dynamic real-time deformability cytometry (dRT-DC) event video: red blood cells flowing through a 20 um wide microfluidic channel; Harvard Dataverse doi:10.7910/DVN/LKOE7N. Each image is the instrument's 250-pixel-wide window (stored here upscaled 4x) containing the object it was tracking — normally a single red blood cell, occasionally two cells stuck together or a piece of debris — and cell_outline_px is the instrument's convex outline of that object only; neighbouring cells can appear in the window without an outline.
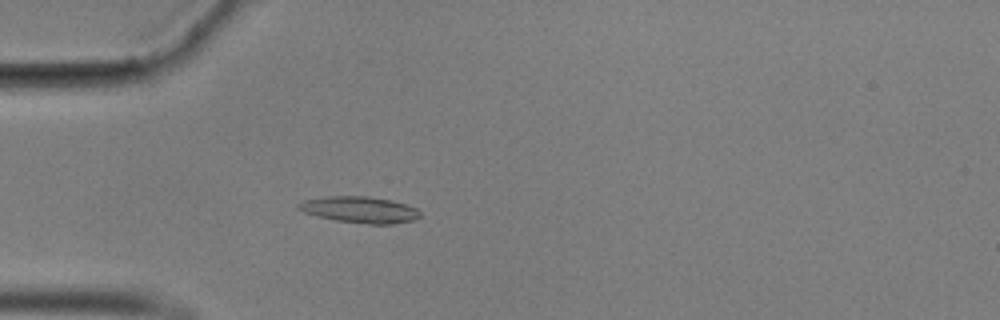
{"species": "common noctule bat (a hibernating species)", "species_latin": "Nyctalus noctula", "temperature_condition": "cold", "stored_images_in_passage": 44, "camera_frame_rate_fps": 3000, "um_per_image_px": 0.085, "animal": {"sex": "male", "body_mass_g": 17.9}, "frame": {"image": 1, "passage_image": 4, "time_ms": 1.0, "image_size_px": [1000, 320], "cell_outline_px": [[420, 216], [412, 220], [396, 224], [368, 224], [336, 220], [316, 216], [304, 212], [296, 208], [296, 204], [304, 200], [324, 196], [368, 196], [392, 200], [408, 204], [416, 208], [420, 212]], "centroid_in_image_um": [30.57, 17.81], "position_along_channel_um": 54.4, "area_um2": 18.84}}
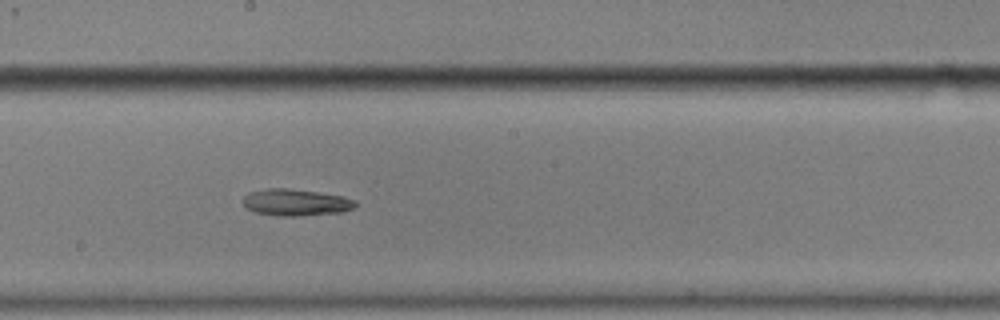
{"frame": {"image": 2, "passage_image": 19, "time_ms": 6.0, "image_size_px": [1000, 320], "cell_outline_px": [[356, 208], [340, 212], [296, 216], [276, 216], [256, 212], [248, 208], [244, 204], [244, 196], [248, 192], [268, 188], [288, 188], [316, 192], [340, 196], [356, 200]], "centroid_in_image_um": [25.14, 17.2], "position_along_channel_um": 223.1, "area_um2": 17.34}}
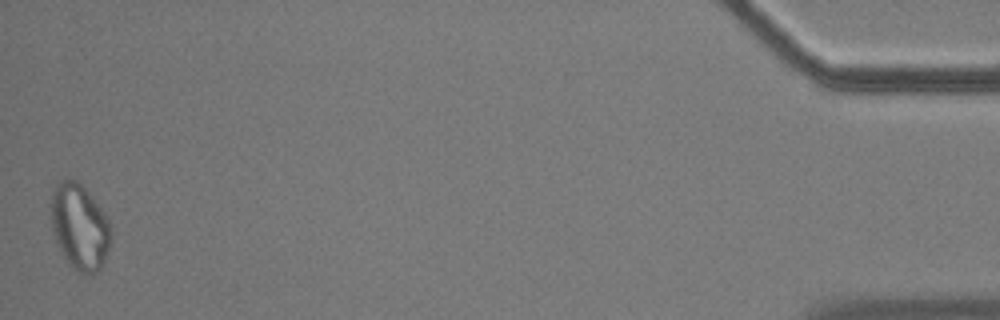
{"frame": {"image": 3, "passage_image": 44, "time_ms": 14.333, "image_size_px": [1000, 320], "cell_outline_px": [[112, 240], [104, 260], [100, 268], [96, 272], [88, 276], [76, 272], [72, 268], [64, 256], [56, 240], [52, 228], [52, 188], [60, 180], [68, 176], [76, 180], [92, 196], [104, 212], [112, 224]], "centroid_in_image_um": [6.8, 19.27], "position_along_channel_um": 428.4, "area_um2": 30.29}, "authors_computed_cell_mechanics": {"area_um2": 18.4382, "velocity_mm_per_s": 3.5243, "shape_relaxation_time_tau1_ms": null, "shape_relaxation_time_tau2_ms": 6.7311, "deformation_change_tau1": null, "deformation_change_tau2": 0.177}}